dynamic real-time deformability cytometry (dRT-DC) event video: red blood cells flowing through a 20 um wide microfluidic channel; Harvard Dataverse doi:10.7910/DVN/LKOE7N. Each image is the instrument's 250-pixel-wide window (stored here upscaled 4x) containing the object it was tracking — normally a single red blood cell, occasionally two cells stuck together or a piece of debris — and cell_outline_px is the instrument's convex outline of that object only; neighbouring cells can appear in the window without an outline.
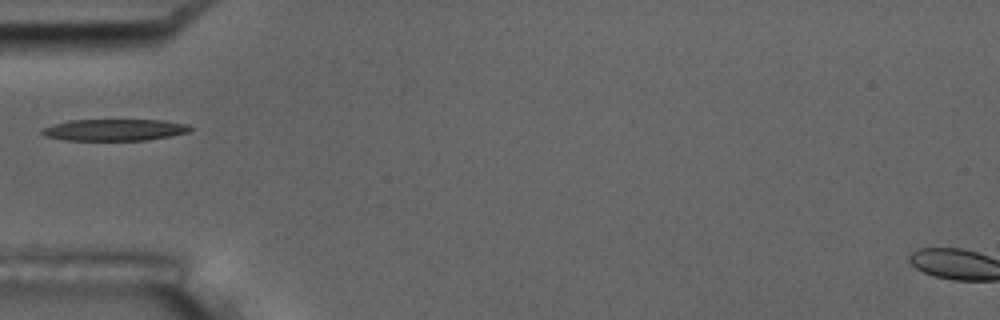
{"species": "common noctule bat (a hibernating species)", "species_latin": "Nyctalus noctula", "temperature_condition": "room temperature", "stored_images_in_passage": 6, "camera_frame_rate_fps": 3000, "um_per_image_px": 0.085, "animal": {"sex": "male", "body_mass_g": 17.5, "forearm_length_mm": 52.3}, "frame": {"image": 1, "passage_image": 5, "time_ms": 5.0, "image_size_px": [1000, 320], "cell_outline_px": [[192, 128], [188, 132], [168, 136], [144, 140], [64, 140], [44, 136], [40, 132], [40, 128], [52, 124], [68, 120], [164, 120], [188, 124]], "centroid_in_image_um": [9.66, 11.03], "position_along_channel_um": 75.3, "area_um2": 18.73}}